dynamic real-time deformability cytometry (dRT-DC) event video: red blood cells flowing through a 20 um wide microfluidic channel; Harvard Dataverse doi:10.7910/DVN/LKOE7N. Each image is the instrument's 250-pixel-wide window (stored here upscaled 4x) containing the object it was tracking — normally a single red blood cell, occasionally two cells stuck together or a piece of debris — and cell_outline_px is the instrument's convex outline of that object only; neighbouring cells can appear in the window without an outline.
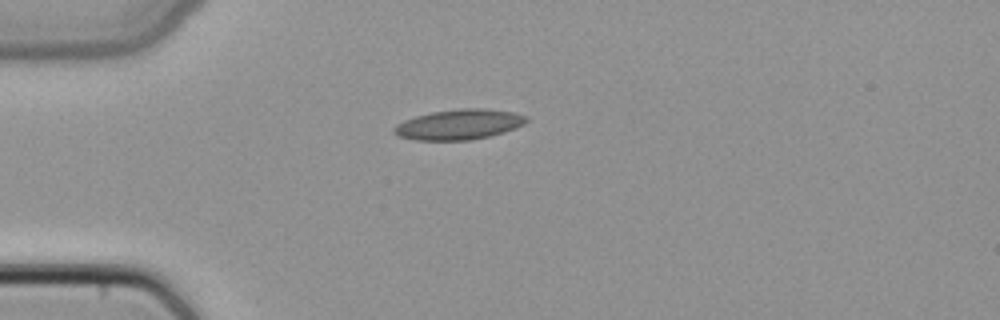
{"species": "common noctule bat (a hibernating species)", "species_latin": "Nyctalus noctula", "temperature_condition": "cold", "stored_images_in_passage": 36, "camera_frame_rate_fps": 3000, "um_per_image_px": 0.085, "animal": {"sex": "female", "body_mass_g": 22.7, "forearm_length_mm": 54.2}, "frame": {"image": 1, "passage_image": 1, "time_ms": 0.0, "image_size_px": [1000, 320], "cell_outline_px": [[528, 120], [524, 124], [516, 128], [504, 132], [472, 140], [416, 140], [396, 136], [392, 132], [392, 128], [396, 124], [404, 120], [416, 116], [432, 112], [460, 108], [488, 108], [512, 112], [528, 116]], "centroid_in_image_um": [39.0, 10.58], "position_along_channel_um": 46.0, "area_um2": 23.52}}
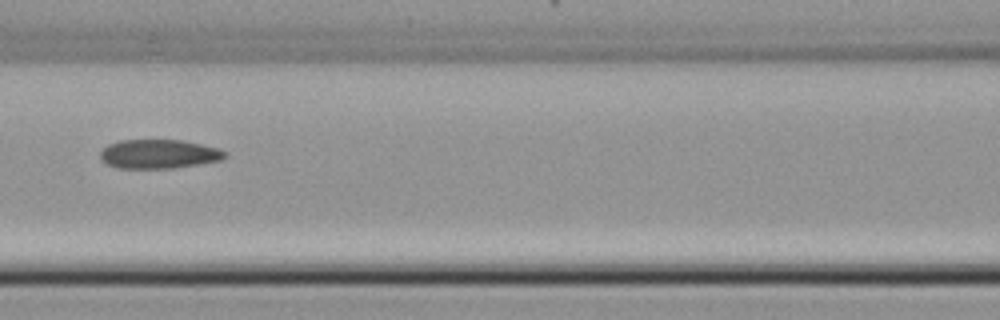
{"frame": {"image": 2, "passage_image": 10, "time_ms": 3.0, "image_size_px": [1000, 320], "cell_outline_px": [[228, 156], [220, 160], [176, 168], [116, 168], [104, 164], [100, 160], [100, 152], [108, 144], [120, 140], [184, 140], [220, 148], [228, 152]], "centroid_in_image_um": [13.5, 13.09], "position_along_channel_um": 153.1, "area_um2": 21.44}}
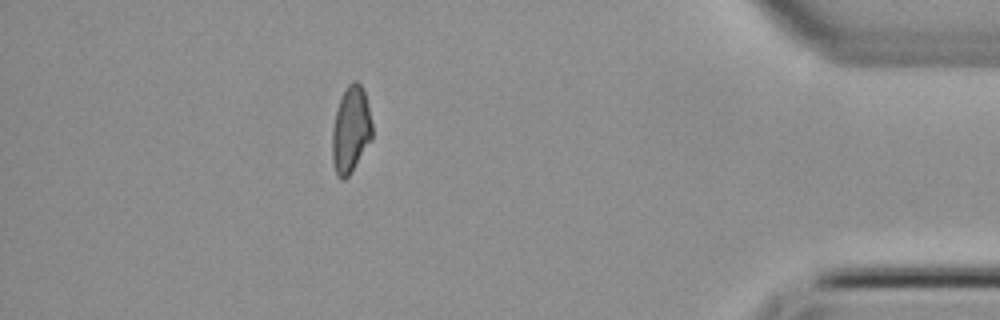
{"frame": {"image": 3, "passage_image": 31, "time_ms": 10.0, "image_size_px": [1000, 320], "cell_outline_px": [[372, 140], [352, 172], [344, 180], [340, 180], [336, 176], [332, 160], [332, 128], [336, 108], [348, 84], [352, 80], [356, 80], [364, 88], [372, 124]], "centroid_in_image_um": [29.81, 11.06], "position_along_channel_um": 405.4, "area_um2": 20.52}}